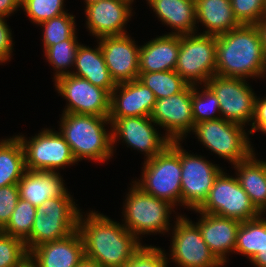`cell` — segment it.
<instances>
[{"instance_id": "obj_24", "label": "cell", "mask_w": 266, "mask_h": 267, "mask_svg": "<svg viewBox=\"0 0 266 267\" xmlns=\"http://www.w3.org/2000/svg\"><path fill=\"white\" fill-rule=\"evenodd\" d=\"M146 1L162 23L174 29L169 34L187 35L197 31L195 0Z\"/></svg>"}, {"instance_id": "obj_19", "label": "cell", "mask_w": 266, "mask_h": 267, "mask_svg": "<svg viewBox=\"0 0 266 267\" xmlns=\"http://www.w3.org/2000/svg\"><path fill=\"white\" fill-rule=\"evenodd\" d=\"M155 102L156 98L153 91L139 79L119 83L110 93L108 118L150 117Z\"/></svg>"}, {"instance_id": "obj_26", "label": "cell", "mask_w": 266, "mask_h": 267, "mask_svg": "<svg viewBox=\"0 0 266 267\" xmlns=\"http://www.w3.org/2000/svg\"><path fill=\"white\" fill-rule=\"evenodd\" d=\"M74 66L75 72L73 70L71 74L88 80L94 86L105 89L109 94L117 85L108 71L100 45L92 49L80 44Z\"/></svg>"}, {"instance_id": "obj_28", "label": "cell", "mask_w": 266, "mask_h": 267, "mask_svg": "<svg viewBox=\"0 0 266 267\" xmlns=\"http://www.w3.org/2000/svg\"><path fill=\"white\" fill-rule=\"evenodd\" d=\"M25 171L24 148L17 135L0 140V187L17 184Z\"/></svg>"}, {"instance_id": "obj_13", "label": "cell", "mask_w": 266, "mask_h": 267, "mask_svg": "<svg viewBox=\"0 0 266 267\" xmlns=\"http://www.w3.org/2000/svg\"><path fill=\"white\" fill-rule=\"evenodd\" d=\"M181 204L197 210L208 198L210 189L222 168L201 155L186 152L180 145Z\"/></svg>"}, {"instance_id": "obj_34", "label": "cell", "mask_w": 266, "mask_h": 267, "mask_svg": "<svg viewBox=\"0 0 266 267\" xmlns=\"http://www.w3.org/2000/svg\"><path fill=\"white\" fill-rule=\"evenodd\" d=\"M203 86L201 93L200 90H197L198 85L193 86L192 114L194 124L222 118L217 96L207 85ZM217 112L220 116L215 115Z\"/></svg>"}, {"instance_id": "obj_5", "label": "cell", "mask_w": 266, "mask_h": 267, "mask_svg": "<svg viewBox=\"0 0 266 267\" xmlns=\"http://www.w3.org/2000/svg\"><path fill=\"white\" fill-rule=\"evenodd\" d=\"M180 144L170 142L161 153L144 161L141 179L133 182L144 192L173 207L181 203Z\"/></svg>"}, {"instance_id": "obj_44", "label": "cell", "mask_w": 266, "mask_h": 267, "mask_svg": "<svg viewBox=\"0 0 266 267\" xmlns=\"http://www.w3.org/2000/svg\"><path fill=\"white\" fill-rule=\"evenodd\" d=\"M256 26L259 29L260 35H261V39H262V44H263V48L266 54V16L263 17L257 24Z\"/></svg>"}, {"instance_id": "obj_40", "label": "cell", "mask_w": 266, "mask_h": 267, "mask_svg": "<svg viewBox=\"0 0 266 267\" xmlns=\"http://www.w3.org/2000/svg\"><path fill=\"white\" fill-rule=\"evenodd\" d=\"M5 16L0 15V63H5L11 58L13 40L11 29L5 22Z\"/></svg>"}, {"instance_id": "obj_2", "label": "cell", "mask_w": 266, "mask_h": 267, "mask_svg": "<svg viewBox=\"0 0 266 267\" xmlns=\"http://www.w3.org/2000/svg\"><path fill=\"white\" fill-rule=\"evenodd\" d=\"M216 74L248 79L266 75V54L256 25H241L217 36Z\"/></svg>"}, {"instance_id": "obj_18", "label": "cell", "mask_w": 266, "mask_h": 267, "mask_svg": "<svg viewBox=\"0 0 266 267\" xmlns=\"http://www.w3.org/2000/svg\"><path fill=\"white\" fill-rule=\"evenodd\" d=\"M131 4L129 0H101L87 5L86 28L98 39L127 34L124 29L132 16Z\"/></svg>"}, {"instance_id": "obj_31", "label": "cell", "mask_w": 266, "mask_h": 267, "mask_svg": "<svg viewBox=\"0 0 266 267\" xmlns=\"http://www.w3.org/2000/svg\"><path fill=\"white\" fill-rule=\"evenodd\" d=\"M80 43L77 41V37H70L68 40L61 41L55 45L49 46L45 49L44 54L54 68L55 76L57 78L71 74V71L67 70L75 65V57Z\"/></svg>"}, {"instance_id": "obj_10", "label": "cell", "mask_w": 266, "mask_h": 267, "mask_svg": "<svg viewBox=\"0 0 266 267\" xmlns=\"http://www.w3.org/2000/svg\"><path fill=\"white\" fill-rule=\"evenodd\" d=\"M25 153V167L29 171H55L75 164L69 144L63 136L52 129H44L31 139L17 135Z\"/></svg>"}, {"instance_id": "obj_32", "label": "cell", "mask_w": 266, "mask_h": 267, "mask_svg": "<svg viewBox=\"0 0 266 267\" xmlns=\"http://www.w3.org/2000/svg\"><path fill=\"white\" fill-rule=\"evenodd\" d=\"M36 209L30 202L20 198L10 221L1 231L25 242L30 237Z\"/></svg>"}, {"instance_id": "obj_9", "label": "cell", "mask_w": 266, "mask_h": 267, "mask_svg": "<svg viewBox=\"0 0 266 267\" xmlns=\"http://www.w3.org/2000/svg\"><path fill=\"white\" fill-rule=\"evenodd\" d=\"M223 171L216 177L208 198L194 211L233 218L241 222L259 217L261 213L240 186L237 177L227 176Z\"/></svg>"}, {"instance_id": "obj_7", "label": "cell", "mask_w": 266, "mask_h": 267, "mask_svg": "<svg viewBox=\"0 0 266 267\" xmlns=\"http://www.w3.org/2000/svg\"><path fill=\"white\" fill-rule=\"evenodd\" d=\"M192 132L206 148L233 165L255 153L241 124L220 118L196 123Z\"/></svg>"}, {"instance_id": "obj_47", "label": "cell", "mask_w": 266, "mask_h": 267, "mask_svg": "<svg viewBox=\"0 0 266 267\" xmlns=\"http://www.w3.org/2000/svg\"><path fill=\"white\" fill-rule=\"evenodd\" d=\"M259 131H262L264 134H266V123L259 129Z\"/></svg>"}, {"instance_id": "obj_22", "label": "cell", "mask_w": 266, "mask_h": 267, "mask_svg": "<svg viewBox=\"0 0 266 267\" xmlns=\"http://www.w3.org/2000/svg\"><path fill=\"white\" fill-rule=\"evenodd\" d=\"M180 35L164 34L139 48V73L175 70Z\"/></svg>"}, {"instance_id": "obj_33", "label": "cell", "mask_w": 266, "mask_h": 267, "mask_svg": "<svg viewBox=\"0 0 266 267\" xmlns=\"http://www.w3.org/2000/svg\"><path fill=\"white\" fill-rule=\"evenodd\" d=\"M75 16L64 13L40 23L43 26V49L76 36Z\"/></svg>"}, {"instance_id": "obj_25", "label": "cell", "mask_w": 266, "mask_h": 267, "mask_svg": "<svg viewBox=\"0 0 266 267\" xmlns=\"http://www.w3.org/2000/svg\"><path fill=\"white\" fill-rule=\"evenodd\" d=\"M195 11L196 24L200 22L206 27L202 34L218 36L241 26L231 0H195Z\"/></svg>"}, {"instance_id": "obj_15", "label": "cell", "mask_w": 266, "mask_h": 267, "mask_svg": "<svg viewBox=\"0 0 266 267\" xmlns=\"http://www.w3.org/2000/svg\"><path fill=\"white\" fill-rule=\"evenodd\" d=\"M109 120L112 127L110 129L112 147L118 139H122L126 145L128 144L127 147L131 146L134 150L143 152L146 156L145 161L161 153L171 142L166 136L159 135L154 128L156 123L151 117L109 118Z\"/></svg>"}, {"instance_id": "obj_20", "label": "cell", "mask_w": 266, "mask_h": 267, "mask_svg": "<svg viewBox=\"0 0 266 267\" xmlns=\"http://www.w3.org/2000/svg\"><path fill=\"white\" fill-rule=\"evenodd\" d=\"M84 244L78 230L64 239L46 242L29 252V267H77L84 258Z\"/></svg>"}, {"instance_id": "obj_14", "label": "cell", "mask_w": 266, "mask_h": 267, "mask_svg": "<svg viewBox=\"0 0 266 267\" xmlns=\"http://www.w3.org/2000/svg\"><path fill=\"white\" fill-rule=\"evenodd\" d=\"M55 89L67 100L66 113L108 117L110 94L86 79L68 74L57 78Z\"/></svg>"}, {"instance_id": "obj_29", "label": "cell", "mask_w": 266, "mask_h": 267, "mask_svg": "<svg viewBox=\"0 0 266 267\" xmlns=\"http://www.w3.org/2000/svg\"><path fill=\"white\" fill-rule=\"evenodd\" d=\"M262 249H266V219L261 214L257 218L241 222L234 253L243 254L251 261Z\"/></svg>"}, {"instance_id": "obj_23", "label": "cell", "mask_w": 266, "mask_h": 267, "mask_svg": "<svg viewBox=\"0 0 266 267\" xmlns=\"http://www.w3.org/2000/svg\"><path fill=\"white\" fill-rule=\"evenodd\" d=\"M63 178L55 171L26 170L17 183L19 196L33 206H40L45 200L65 195L68 191Z\"/></svg>"}, {"instance_id": "obj_39", "label": "cell", "mask_w": 266, "mask_h": 267, "mask_svg": "<svg viewBox=\"0 0 266 267\" xmlns=\"http://www.w3.org/2000/svg\"><path fill=\"white\" fill-rule=\"evenodd\" d=\"M19 199L20 196L17 184L0 187V230L10 221Z\"/></svg>"}, {"instance_id": "obj_46", "label": "cell", "mask_w": 266, "mask_h": 267, "mask_svg": "<svg viewBox=\"0 0 266 267\" xmlns=\"http://www.w3.org/2000/svg\"><path fill=\"white\" fill-rule=\"evenodd\" d=\"M99 1L101 0H85L84 2L86 3V6H87V5H90L92 3L99 2Z\"/></svg>"}, {"instance_id": "obj_27", "label": "cell", "mask_w": 266, "mask_h": 267, "mask_svg": "<svg viewBox=\"0 0 266 267\" xmlns=\"http://www.w3.org/2000/svg\"><path fill=\"white\" fill-rule=\"evenodd\" d=\"M253 153L248 159L234 165L240 186L249 196L255 208L263 215L266 211V161L256 159Z\"/></svg>"}, {"instance_id": "obj_4", "label": "cell", "mask_w": 266, "mask_h": 267, "mask_svg": "<svg viewBox=\"0 0 266 267\" xmlns=\"http://www.w3.org/2000/svg\"><path fill=\"white\" fill-rule=\"evenodd\" d=\"M80 213L68 192L45 200L36 209L30 237L25 241L28 252L40 244L64 239L75 232Z\"/></svg>"}, {"instance_id": "obj_6", "label": "cell", "mask_w": 266, "mask_h": 267, "mask_svg": "<svg viewBox=\"0 0 266 267\" xmlns=\"http://www.w3.org/2000/svg\"><path fill=\"white\" fill-rule=\"evenodd\" d=\"M131 187L123 206L125 228L137 239L140 235L168 232L171 224L169 217L174 207L144 192L135 183Z\"/></svg>"}, {"instance_id": "obj_1", "label": "cell", "mask_w": 266, "mask_h": 267, "mask_svg": "<svg viewBox=\"0 0 266 267\" xmlns=\"http://www.w3.org/2000/svg\"><path fill=\"white\" fill-rule=\"evenodd\" d=\"M78 218V228L85 257L103 267H126L133 254L142 246L140 239L123 224L112 221L103 214L91 211Z\"/></svg>"}, {"instance_id": "obj_17", "label": "cell", "mask_w": 266, "mask_h": 267, "mask_svg": "<svg viewBox=\"0 0 266 267\" xmlns=\"http://www.w3.org/2000/svg\"><path fill=\"white\" fill-rule=\"evenodd\" d=\"M106 66L116 84L139 78V46L130 35L99 38Z\"/></svg>"}, {"instance_id": "obj_30", "label": "cell", "mask_w": 266, "mask_h": 267, "mask_svg": "<svg viewBox=\"0 0 266 267\" xmlns=\"http://www.w3.org/2000/svg\"><path fill=\"white\" fill-rule=\"evenodd\" d=\"M138 79L153 91L156 100L175 95L188 85L175 70L139 73Z\"/></svg>"}, {"instance_id": "obj_12", "label": "cell", "mask_w": 266, "mask_h": 267, "mask_svg": "<svg viewBox=\"0 0 266 267\" xmlns=\"http://www.w3.org/2000/svg\"><path fill=\"white\" fill-rule=\"evenodd\" d=\"M172 230L171 256L179 267L224 266L204 242L197 224L185 216H177Z\"/></svg>"}, {"instance_id": "obj_38", "label": "cell", "mask_w": 266, "mask_h": 267, "mask_svg": "<svg viewBox=\"0 0 266 267\" xmlns=\"http://www.w3.org/2000/svg\"><path fill=\"white\" fill-rule=\"evenodd\" d=\"M161 248L142 245L132 256L126 267H168V258Z\"/></svg>"}, {"instance_id": "obj_8", "label": "cell", "mask_w": 266, "mask_h": 267, "mask_svg": "<svg viewBox=\"0 0 266 267\" xmlns=\"http://www.w3.org/2000/svg\"><path fill=\"white\" fill-rule=\"evenodd\" d=\"M216 44L217 36L214 35H180V51L175 71L188 85H206L216 74Z\"/></svg>"}, {"instance_id": "obj_43", "label": "cell", "mask_w": 266, "mask_h": 267, "mask_svg": "<svg viewBox=\"0 0 266 267\" xmlns=\"http://www.w3.org/2000/svg\"><path fill=\"white\" fill-rule=\"evenodd\" d=\"M250 262L256 267H266V249L260 250Z\"/></svg>"}, {"instance_id": "obj_16", "label": "cell", "mask_w": 266, "mask_h": 267, "mask_svg": "<svg viewBox=\"0 0 266 267\" xmlns=\"http://www.w3.org/2000/svg\"><path fill=\"white\" fill-rule=\"evenodd\" d=\"M192 92L193 86L187 85L181 92L155 102L150 117L157 126L166 129L165 136L171 142H181L194 128Z\"/></svg>"}, {"instance_id": "obj_41", "label": "cell", "mask_w": 266, "mask_h": 267, "mask_svg": "<svg viewBox=\"0 0 266 267\" xmlns=\"http://www.w3.org/2000/svg\"><path fill=\"white\" fill-rule=\"evenodd\" d=\"M252 121L253 122L250 125L252 126L250 128L251 130H248L250 134H253L259 130L266 123V97L260 99V97L258 98L256 96L254 116Z\"/></svg>"}, {"instance_id": "obj_42", "label": "cell", "mask_w": 266, "mask_h": 267, "mask_svg": "<svg viewBox=\"0 0 266 267\" xmlns=\"http://www.w3.org/2000/svg\"><path fill=\"white\" fill-rule=\"evenodd\" d=\"M18 8H21V0H0L1 16L9 17Z\"/></svg>"}, {"instance_id": "obj_21", "label": "cell", "mask_w": 266, "mask_h": 267, "mask_svg": "<svg viewBox=\"0 0 266 267\" xmlns=\"http://www.w3.org/2000/svg\"><path fill=\"white\" fill-rule=\"evenodd\" d=\"M200 215L201 218L196 224L201 231L203 240L215 257L225 265L227 254L234 252L241 221L214 214L200 213Z\"/></svg>"}, {"instance_id": "obj_35", "label": "cell", "mask_w": 266, "mask_h": 267, "mask_svg": "<svg viewBox=\"0 0 266 267\" xmlns=\"http://www.w3.org/2000/svg\"><path fill=\"white\" fill-rule=\"evenodd\" d=\"M0 267H29L25 242L0 230Z\"/></svg>"}, {"instance_id": "obj_11", "label": "cell", "mask_w": 266, "mask_h": 267, "mask_svg": "<svg viewBox=\"0 0 266 267\" xmlns=\"http://www.w3.org/2000/svg\"><path fill=\"white\" fill-rule=\"evenodd\" d=\"M246 82L244 78L217 74L206 82L217 96L221 117L243 126L253 120L256 99L253 89Z\"/></svg>"}, {"instance_id": "obj_45", "label": "cell", "mask_w": 266, "mask_h": 267, "mask_svg": "<svg viewBox=\"0 0 266 267\" xmlns=\"http://www.w3.org/2000/svg\"><path fill=\"white\" fill-rule=\"evenodd\" d=\"M77 267H103L94 260H91L84 256V258L79 262Z\"/></svg>"}, {"instance_id": "obj_37", "label": "cell", "mask_w": 266, "mask_h": 267, "mask_svg": "<svg viewBox=\"0 0 266 267\" xmlns=\"http://www.w3.org/2000/svg\"><path fill=\"white\" fill-rule=\"evenodd\" d=\"M231 6L241 25H256L266 16L264 0H231Z\"/></svg>"}, {"instance_id": "obj_36", "label": "cell", "mask_w": 266, "mask_h": 267, "mask_svg": "<svg viewBox=\"0 0 266 267\" xmlns=\"http://www.w3.org/2000/svg\"><path fill=\"white\" fill-rule=\"evenodd\" d=\"M21 7L29 19L38 25L66 13L64 0H21Z\"/></svg>"}, {"instance_id": "obj_3", "label": "cell", "mask_w": 266, "mask_h": 267, "mask_svg": "<svg viewBox=\"0 0 266 267\" xmlns=\"http://www.w3.org/2000/svg\"><path fill=\"white\" fill-rule=\"evenodd\" d=\"M60 120L59 133L77 162L84 159L103 162L112 158V133L104 128L107 123L111 126L108 117L63 112Z\"/></svg>"}]
</instances>
